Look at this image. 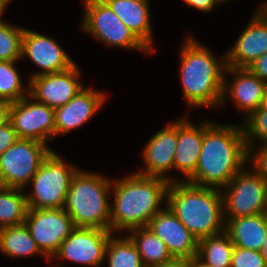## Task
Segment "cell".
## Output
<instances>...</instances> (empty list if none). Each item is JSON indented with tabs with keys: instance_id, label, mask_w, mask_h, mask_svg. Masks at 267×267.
Instances as JSON below:
<instances>
[{
	"instance_id": "6da1fadb",
	"label": "cell",
	"mask_w": 267,
	"mask_h": 267,
	"mask_svg": "<svg viewBox=\"0 0 267 267\" xmlns=\"http://www.w3.org/2000/svg\"><path fill=\"white\" fill-rule=\"evenodd\" d=\"M205 123L199 161L195 173L186 181L220 189L248 163L244 130L242 126Z\"/></svg>"
},
{
	"instance_id": "7a4b0ae2",
	"label": "cell",
	"mask_w": 267,
	"mask_h": 267,
	"mask_svg": "<svg viewBox=\"0 0 267 267\" xmlns=\"http://www.w3.org/2000/svg\"><path fill=\"white\" fill-rule=\"evenodd\" d=\"M168 184L163 178L138 173L112 181L114 203L110 207V231L147 227L162 209L159 204L166 201Z\"/></svg>"
},
{
	"instance_id": "3957f363",
	"label": "cell",
	"mask_w": 267,
	"mask_h": 267,
	"mask_svg": "<svg viewBox=\"0 0 267 267\" xmlns=\"http://www.w3.org/2000/svg\"><path fill=\"white\" fill-rule=\"evenodd\" d=\"M165 205L198 240L225 230L220 189L172 181L167 187Z\"/></svg>"
},
{
	"instance_id": "277c9868",
	"label": "cell",
	"mask_w": 267,
	"mask_h": 267,
	"mask_svg": "<svg viewBox=\"0 0 267 267\" xmlns=\"http://www.w3.org/2000/svg\"><path fill=\"white\" fill-rule=\"evenodd\" d=\"M180 75L184 99L190 106L221 105L226 57L214 54L191 36L180 53Z\"/></svg>"
},
{
	"instance_id": "5b68a950",
	"label": "cell",
	"mask_w": 267,
	"mask_h": 267,
	"mask_svg": "<svg viewBox=\"0 0 267 267\" xmlns=\"http://www.w3.org/2000/svg\"><path fill=\"white\" fill-rule=\"evenodd\" d=\"M112 181L96 173L77 170L70 181L63 209L75 227L110 230L108 192Z\"/></svg>"
},
{
	"instance_id": "8992f818",
	"label": "cell",
	"mask_w": 267,
	"mask_h": 267,
	"mask_svg": "<svg viewBox=\"0 0 267 267\" xmlns=\"http://www.w3.org/2000/svg\"><path fill=\"white\" fill-rule=\"evenodd\" d=\"M78 169L66 164L53 150L33 176V192L26 194L31 209L63 208L72 176Z\"/></svg>"
},
{
	"instance_id": "52a82bcc",
	"label": "cell",
	"mask_w": 267,
	"mask_h": 267,
	"mask_svg": "<svg viewBox=\"0 0 267 267\" xmlns=\"http://www.w3.org/2000/svg\"><path fill=\"white\" fill-rule=\"evenodd\" d=\"M52 150L31 139H18L0 156V186L24 189Z\"/></svg>"
},
{
	"instance_id": "ba28073f",
	"label": "cell",
	"mask_w": 267,
	"mask_h": 267,
	"mask_svg": "<svg viewBox=\"0 0 267 267\" xmlns=\"http://www.w3.org/2000/svg\"><path fill=\"white\" fill-rule=\"evenodd\" d=\"M225 188L224 194L222 191L224 218L267 213V182L254 169L250 173L243 168Z\"/></svg>"
},
{
	"instance_id": "9c48e42d",
	"label": "cell",
	"mask_w": 267,
	"mask_h": 267,
	"mask_svg": "<svg viewBox=\"0 0 267 267\" xmlns=\"http://www.w3.org/2000/svg\"><path fill=\"white\" fill-rule=\"evenodd\" d=\"M85 16L82 29L102 43L151 52L117 17L103 0H84Z\"/></svg>"
},
{
	"instance_id": "30bf717a",
	"label": "cell",
	"mask_w": 267,
	"mask_h": 267,
	"mask_svg": "<svg viewBox=\"0 0 267 267\" xmlns=\"http://www.w3.org/2000/svg\"><path fill=\"white\" fill-rule=\"evenodd\" d=\"M24 223L47 259L53 258L75 228L71 217L63 208H28Z\"/></svg>"
},
{
	"instance_id": "8fae6325",
	"label": "cell",
	"mask_w": 267,
	"mask_h": 267,
	"mask_svg": "<svg viewBox=\"0 0 267 267\" xmlns=\"http://www.w3.org/2000/svg\"><path fill=\"white\" fill-rule=\"evenodd\" d=\"M9 121L19 139H31L46 144L55 136V110L31 101L29 95L10 103Z\"/></svg>"
},
{
	"instance_id": "7c38bea8",
	"label": "cell",
	"mask_w": 267,
	"mask_h": 267,
	"mask_svg": "<svg viewBox=\"0 0 267 267\" xmlns=\"http://www.w3.org/2000/svg\"><path fill=\"white\" fill-rule=\"evenodd\" d=\"M111 235L113 234L110 230L75 227L53 257L91 267L100 266L105 260V251Z\"/></svg>"
},
{
	"instance_id": "4fadbf2b",
	"label": "cell",
	"mask_w": 267,
	"mask_h": 267,
	"mask_svg": "<svg viewBox=\"0 0 267 267\" xmlns=\"http://www.w3.org/2000/svg\"><path fill=\"white\" fill-rule=\"evenodd\" d=\"M78 69L75 64L65 71L30 78L27 95L54 109L67 104L83 88Z\"/></svg>"
},
{
	"instance_id": "5bb4252c",
	"label": "cell",
	"mask_w": 267,
	"mask_h": 267,
	"mask_svg": "<svg viewBox=\"0 0 267 267\" xmlns=\"http://www.w3.org/2000/svg\"><path fill=\"white\" fill-rule=\"evenodd\" d=\"M147 228L166 244L173 258L196 257L198 239L180 222L167 205L149 221Z\"/></svg>"
},
{
	"instance_id": "9a60e30c",
	"label": "cell",
	"mask_w": 267,
	"mask_h": 267,
	"mask_svg": "<svg viewBox=\"0 0 267 267\" xmlns=\"http://www.w3.org/2000/svg\"><path fill=\"white\" fill-rule=\"evenodd\" d=\"M21 55H27L43 71L34 73L30 78L65 71L75 65L55 40L41 33L24 29Z\"/></svg>"
},
{
	"instance_id": "2e32d148",
	"label": "cell",
	"mask_w": 267,
	"mask_h": 267,
	"mask_svg": "<svg viewBox=\"0 0 267 267\" xmlns=\"http://www.w3.org/2000/svg\"><path fill=\"white\" fill-rule=\"evenodd\" d=\"M177 146V121L168 124L167 127L158 131L147 142L142 151L145 171L138 172L144 176L160 177L169 182L172 180L165 175L173 169L175 151Z\"/></svg>"
},
{
	"instance_id": "e0dca14e",
	"label": "cell",
	"mask_w": 267,
	"mask_h": 267,
	"mask_svg": "<svg viewBox=\"0 0 267 267\" xmlns=\"http://www.w3.org/2000/svg\"><path fill=\"white\" fill-rule=\"evenodd\" d=\"M105 94L82 88L67 104L55 108V135L81 127L100 110Z\"/></svg>"
},
{
	"instance_id": "ac0fdd59",
	"label": "cell",
	"mask_w": 267,
	"mask_h": 267,
	"mask_svg": "<svg viewBox=\"0 0 267 267\" xmlns=\"http://www.w3.org/2000/svg\"><path fill=\"white\" fill-rule=\"evenodd\" d=\"M226 55V65L247 68L257 58L267 53V24L255 13L252 21Z\"/></svg>"
},
{
	"instance_id": "d6986e66",
	"label": "cell",
	"mask_w": 267,
	"mask_h": 267,
	"mask_svg": "<svg viewBox=\"0 0 267 267\" xmlns=\"http://www.w3.org/2000/svg\"><path fill=\"white\" fill-rule=\"evenodd\" d=\"M234 74L231 84L226 83L224 75L223 94L221 103L227 98V94L233 98V102L239 109H244L249 116L260 108L262 97L267 86L260 78L248 68H235L227 66L225 73ZM229 91V92H228Z\"/></svg>"
},
{
	"instance_id": "ffe728a7",
	"label": "cell",
	"mask_w": 267,
	"mask_h": 267,
	"mask_svg": "<svg viewBox=\"0 0 267 267\" xmlns=\"http://www.w3.org/2000/svg\"><path fill=\"white\" fill-rule=\"evenodd\" d=\"M203 144V124L194 125L187 119L177 120V146L173 168L181 171L188 180L194 173L199 161Z\"/></svg>"
},
{
	"instance_id": "44dd1931",
	"label": "cell",
	"mask_w": 267,
	"mask_h": 267,
	"mask_svg": "<svg viewBox=\"0 0 267 267\" xmlns=\"http://www.w3.org/2000/svg\"><path fill=\"white\" fill-rule=\"evenodd\" d=\"M126 27L151 51L152 27L148 0H103Z\"/></svg>"
},
{
	"instance_id": "7402d4cb",
	"label": "cell",
	"mask_w": 267,
	"mask_h": 267,
	"mask_svg": "<svg viewBox=\"0 0 267 267\" xmlns=\"http://www.w3.org/2000/svg\"><path fill=\"white\" fill-rule=\"evenodd\" d=\"M225 231L234 246L260 251L267 236V213L240 218H224Z\"/></svg>"
},
{
	"instance_id": "603a6c76",
	"label": "cell",
	"mask_w": 267,
	"mask_h": 267,
	"mask_svg": "<svg viewBox=\"0 0 267 267\" xmlns=\"http://www.w3.org/2000/svg\"><path fill=\"white\" fill-rule=\"evenodd\" d=\"M129 232L128 237L135 244L145 267H160L174 259L166 244L149 228H135Z\"/></svg>"
},
{
	"instance_id": "cb8c5ba5",
	"label": "cell",
	"mask_w": 267,
	"mask_h": 267,
	"mask_svg": "<svg viewBox=\"0 0 267 267\" xmlns=\"http://www.w3.org/2000/svg\"><path fill=\"white\" fill-rule=\"evenodd\" d=\"M233 250V242L224 230L199 239L196 258L209 267H230Z\"/></svg>"
},
{
	"instance_id": "d4e9b609",
	"label": "cell",
	"mask_w": 267,
	"mask_h": 267,
	"mask_svg": "<svg viewBox=\"0 0 267 267\" xmlns=\"http://www.w3.org/2000/svg\"><path fill=\"white\" fill-rule=\"evenodd\" d=\"M0 251L11 258L42 253L25 223L0 229Z\"/></svg>"
},
{
	"instance_id": "484cf974",
	"label": "cell",
	"mask_w": 267,
	"mask_h": 267,
	"mask_svg": "<svg viewBox=\"0 0 267 267\" xmlns=\"http://www.w3.org/2000/svg\"><path fill=\"white\" fill-rule=\"evenodd\" d=\"M22 190L0 186V229L24 223L28 207Z\"/></svg>"
},
{
	"instance_id": "4316f807",
	"label": "cell",
	"mask_w": 267,
	"mask_h": 267,
	"mask_svg": "<svg viewBox=\"0 0 267 267\" xmlns=\"http://www.w3.org/2000/svg\"><path fill=\"white\" fill-rule=\"evenodd\" d=\"M110 236L105 254L108 256L109 267H145L135 244L126 238Z\"/></svg>"
},
{
	"instance_id": "83f0119b",
	"label": "cell",
	"mask_w": 267,
	"mask_h": 267,
	"mask_svg": "<svg viewBox=\"0 0 267 267\" xmlns=\"http://www.w3.org/2000/svg\"><path fill=\"white\" fill-rule=\"evenodd\" d=\"M17 61H0V99L10 103L26 97L20 75L15 69Z\"/></svg>"
},
{
	"instance_id": "f1b7e54d",
	"label": "cell",
	"mask_w": 267,
	"mask_h": 267,
	"mask_svg": "<svg viewBox=\"0 0 267 267\" xmlns=\"http://www.w3.org/2000/svg\"><path fill=\"white\" fill-rule=\"evenodd\" d=\"M24 27L13 26L0 20V61H18L22 58Z\"/></svg>"
},
{
	"instance_id": "f546056e",
	"label": "cell",
	"mask_w": 267,
	"mask_h": 267,
	"mask_svg": "<svg viewBox=\"0 0 267 267\" xmlns=\"http://www.w3.org/2000/svg\"><path fill=\"white\" fill-rule=\"evenodd\" d=\"M246 121V124L242 125V127L248 149V157H252L254 155L252 152L255 149L253 140H261V144H267V110L257 109L246 117Z\"/></svg>"
},
{
	"instance_id": "4dcf8cb0",
	"label": "cell",
	"mask_w": 267,
	"mask_h": 267,
	"mask_svg": "<svg viewBox=\"0 0 267 267\" xmlns=\"http://www.w3.org/2000/svg\"><path fill=\"white\" fill-rule=\"evenodd\" d=\"M230 267H267L261 252L234 246Z\"/></svg>"
},
{
	"instance_id": "1f68e13d",
	"label": "cell",
	"mask_w": 267,
	"mask_h": 267,
	"mask_svg": "<svg viewBox=\"0 0 267 267\" xmlns=\"http://www.w3.org/2000/svg\"><path fill=\"white\" fill-rule=\"evenodd\" d=\"M19 139L10 121L0 127V156Z\"/></svg>"
},
{
	"instance_id": "d6a6232c",
	"label": "cell",
	"mask_w": 267,
	"mask_h": 267,
	"mask_svg": "<svg viewBox=\"0 0 267 267\" xmlns=\"http://www.w3.org/2000/svg\"><path fill=\"white\" fill-rule=\"evenodd\" d=\"M253 162V169L267 182V144L255 151V156L248 157Z\"/></svg>"
},
{
	"instance_id": "836d02e7",
	"label": "cell",
	"mask_w": 267,
	"mask_h": 267,
	"mask_svg": "<svg viewBox=\"0 0 267 267\" xmlns=\"http://www.w3.org/2000/svg\"><path fill=\"white\" fill-rule=\"evenodd\" d=\"M247 68L267 84V53L257 58Z\"/></svg>"
},
{
	"instance_id": "e575fe53",
	"label": "cell",
	"mask_w": 267,
	"mask_h": 267,
	"mask_svg": "<svg viewBox=\"0 0 267 267\" xmlns=\"http://www.w3.org/2000/svg\"><path fill=\"white\" fill-rule=\"evenodd\" d=\"M188 5L193 6L195 9H198L199 11L208 12L211 9L213 10V7L216 6V4H219L220 0H184Z\"/></svg>"
},
{
	"instance_id": "d590c367",
	"label": "cell",
	"mask_w": 267,
	"mask_h": 267,
	"mask_svg": "<svg viewBox=\"0 0 267 267\" xmlns=\"http://www.w3.org/2000/svg\"><path fill=\"white\" fill-rule=\"evenodd\" d=\"M10 102L0 99V127L9 121Z\"/></svg>"
},
{
	"instance_id": "8d00e7d4",
	"label": "cell",
	"mask_w": 267,
	"mask_h": 267,
	"mask_svg": "<svg viewBox=\"0 0 267 267\" xmlns=\"http://www.w3.org/2000/svg\"><path fill=\"white\" fill-rule=\"evenodd\" d=\"M160 267H189V259L174 258L172 261Z\"/></svg>"
},
{
	"instance_id": "74e56055",
	"label": "cell",
	"mask_w": 267,
	"mask_h": 267,
	"mask_svg": "<svg viewBox=\"0 0 267 267\" xmlns=\"http://www.w3.org/2000/svg\"><path fill=\"white\" fill-rule=\"evenodd\" d=\"M256 14L267 24V1L263 3L260 10Z\"/></svg>"
},
{
	"instance_id": "f35d334b",
	"label": "cell",
	"mask_w": 267,
	"mask_h": 267,
	"mask_svg": "<svg viewBox=\"0 0 267 267\" xmlns=\"http://www.w3.org/2000/svg\"><path fill=\"white\" fill-rule=\"evenodd\" d=\"M189 267H209L202 263L199 259L196 257L189 259Z\"/></svg>"
},
{
	"instance_id": "ab89813d",
	"label": "cell",
	"mask_w": 267,
	"mask_h": 267,
	"mask_svg": "<svg viewBox=\"0 0 267 267\" xmlns=\"http://www.w3.org/2000/svg\"><path fill=\"white\" fill-rule=\"evenodd\" d=\"M260 252H261V255H262V257L265 260V263L267 265V236H266V238L264 240V244H263V247L260 250Z\"/></svg>"
},
{
	"instance_id": "60d3db41",
	"label": "cell",
	"mask_w": 267,
	"mask_h": 267,
	"mask_svg": "<svg viewBox=\"0 0 267 267\" xmlns=\"http://www.w3.org/2000/svg\"><path fill=\"white\" fill-rule=\"evenodd\" d=\"M260 109L267 110V86L265 88L264 95L262 97V102H261V105H260Z\"/></svg>"
},
{
	"instance_id": "b9f144b4",
	"label": "cell",
	"mask_w": 267,
	"mask_h": 267,
	"mask_svg": "<svg viewBox=\"0 0 267 267\" xmlns=\"http://www.w3.org/2000/svg\"><path fill=\"white\" fill-rule=\"evenodd\" d=\"M10 1L11 0H0V20H1V16H2L3 12L5 11L8 3Z\"/></svg>"
}]
</instances>
